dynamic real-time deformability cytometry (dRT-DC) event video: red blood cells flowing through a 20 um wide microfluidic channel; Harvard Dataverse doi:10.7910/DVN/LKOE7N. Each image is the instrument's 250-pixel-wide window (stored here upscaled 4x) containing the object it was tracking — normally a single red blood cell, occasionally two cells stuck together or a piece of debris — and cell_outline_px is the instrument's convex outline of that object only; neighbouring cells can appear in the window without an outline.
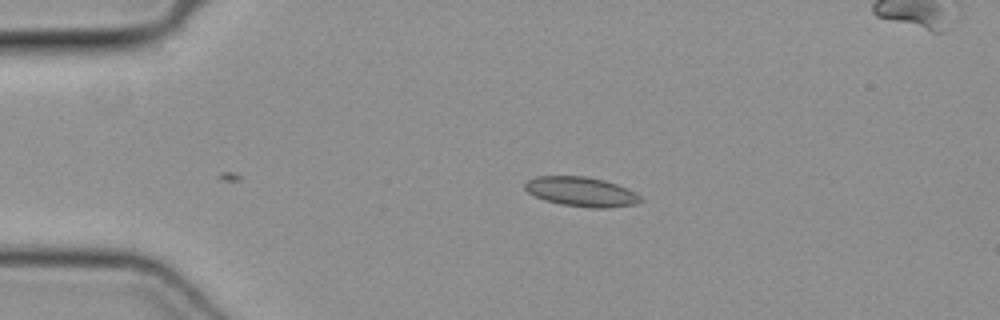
{"species": "common noctule bat (a hibernating species)", "species_latin": "Nyctalus noctula", "temperature_condition": "cold", "stored_images_in_passage": 36, "camera_frame_rate_fps": 3000, "um_per_image_px": 0.085, "animal": {"sex": "female", "body_mass_g": 19.3, "forearm_length_mm": 54.1}, "frame": {"image": 1, "passage_image": 1, "time_ms": 0.0, "image_size_px": [1000, 320], "cell_outline_px": [[644, 200], [636, 204], [608, 208], [588, 208], [560, 204], [544, 200], [528, 192], [524, 188], [524, 184], [528, 180], [536, 176], [584, 176], [604, 180], [616, 184], [636, 192]], "centroid_in_image_um": [49.42, 16.3], "position_along_channel_um": 35.6, "area_um2": 20.0}}
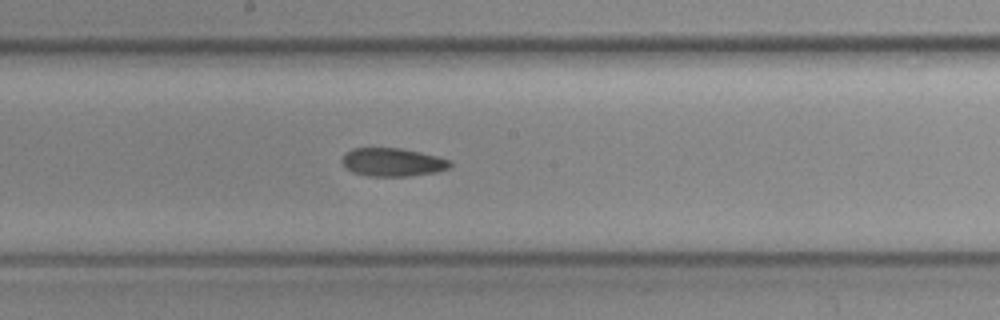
{"frame": {"image": 2, "passage_image": 17, "time_ms": 5.333, "image_size_px": [1000, 320], "cell_outline_px": [[452, 168], [436, 172], [412, 176], [368, 176], [352, 172], [340, 160], [344, 152], [352, 148], [400, 148], [420, 152], [452, 160]], "centroid_in_image_um": [33.39, 13.78], "position_along_channel_um": 214.8, "area_um2": 18.03}}
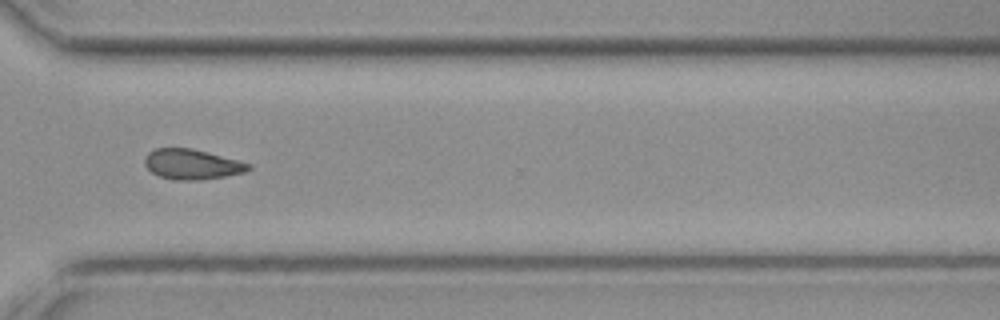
{"frame": {"image": 3, "passage_image": 27, "time_ms": 8.667, "image_size_px": [1000, 320], "cell_outline_px": [[252, 168], [244, 172], [224, 176], [200, 180], [172, 180], [160, 176], [152, 172], [144, 164], [144, 156], [148, 152], [156, 148], [192, 148], [252, 164]], "centroid_in_image_um": [16.29, 13.96], "position_along_channel_um": 354.3, "area_um2": 18.21}}